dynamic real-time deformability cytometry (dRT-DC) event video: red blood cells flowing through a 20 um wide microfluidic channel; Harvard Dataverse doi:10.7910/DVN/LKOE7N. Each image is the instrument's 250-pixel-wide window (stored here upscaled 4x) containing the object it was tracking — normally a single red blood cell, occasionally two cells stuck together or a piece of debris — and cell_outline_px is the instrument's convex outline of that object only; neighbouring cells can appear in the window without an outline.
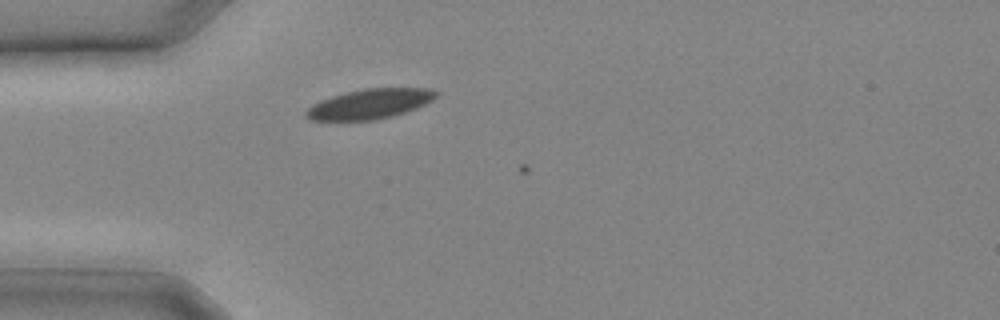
{"species": "common noctule bat (a hibernating species)", "species_latin": "Nyctalus noctula", "temperature_condition": "cold", "stored_images_in_passage": 6, "camera_frame_rate_fps": 3000, "um_per_image_px": 0.085, "animal": {"sex": "male", "body_mass_g": 20.4}, "frame": {"image": 1, "passage_image": 5, "time_ms": 1.333, "image_size_px": [1000, 320], "cell_outline_px": [[440, 92], [432, 100], [416, 108], [392, 116], [376, 120], [312, 120], [304, 116], [304, 112], [308, 108], [332, 96], [364, 88], [432, 88]], "centroid_in_image_um": [31.48, 8.83], "position_along_channel_um": 53.5, "area_um2": 22.37}}